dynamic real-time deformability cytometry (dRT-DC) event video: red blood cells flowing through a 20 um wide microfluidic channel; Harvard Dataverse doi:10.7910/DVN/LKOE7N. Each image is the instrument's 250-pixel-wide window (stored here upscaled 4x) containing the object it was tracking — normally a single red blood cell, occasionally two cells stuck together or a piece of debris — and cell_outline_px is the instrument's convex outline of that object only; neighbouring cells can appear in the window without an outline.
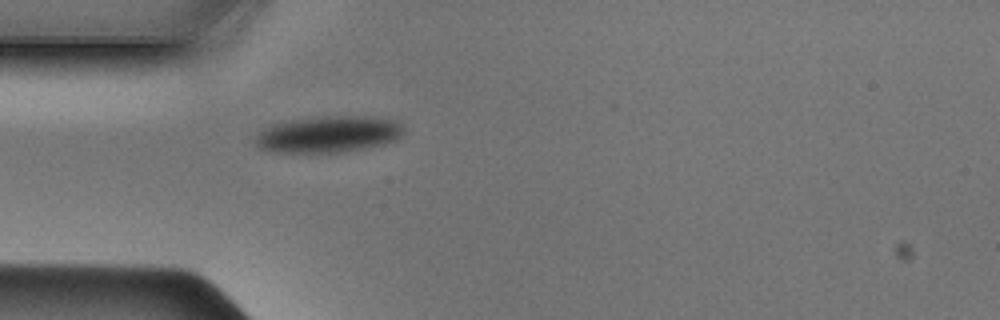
{"species": "Egyptian fruit bat (a non-hibernating species)", "species_latin": "Rousettus aegyptiacus", "temperature_condition": "cold", "stored_images_in_passage": 36, "camera_frame_rate_fps": 3000, "um_per_image_px": 0.085, "animal": {"sex": "male"}, "frame": {"image": 1, "passage_image": 1, "time_ms": 0.0, "image_size_px": [1000, 320], "cell_outline_px": [[404, 132], [396, 140], [384, 144], [364, 148], [340, 152], [272, 152], [260, 148], [256, 144], [256, 136], [264, 128], [272, 124], [292, 120], [324, 116], [372, 116], [392, 120], [400, 124]], "centroid_in_image_um": [27.92, 11.41], "position_along_channel_um": 57.1, "area_um2": 31.33}}
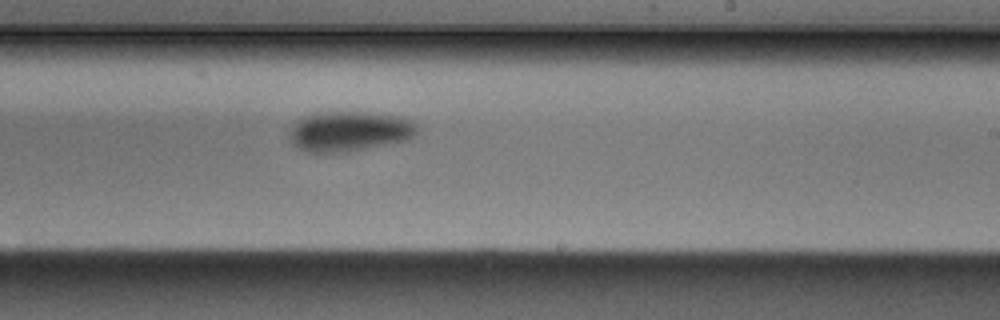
{"frame": {"image": 2, "passage_image": 16, "time_ms": 5.0, "image_size_px": [1000, 320], "cell_outline_px": [[416, 132], [408, 140], [348, 152], [308, 152], [300, 148], [292, 140], [292, 132], [296, 124], [300, 120], [316, 112], [364, 112], [400, 116], [412, 120], [416, 124]], "centroid_in_image_um": [29.78, 11.16], "position_along_channel_um": 259.2, "area_um2": 29.19}}
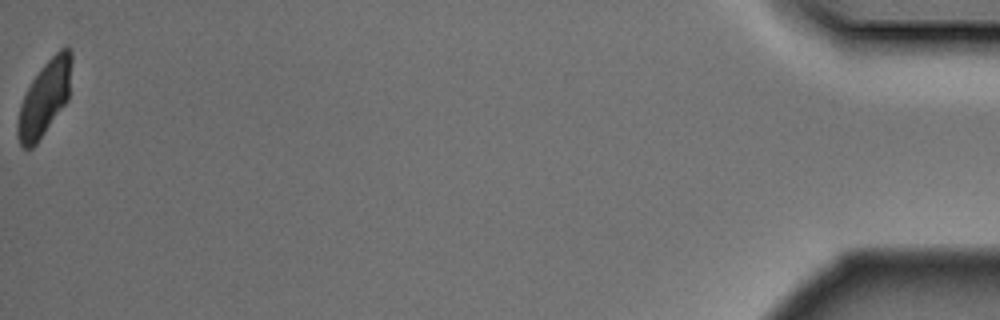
{"frame": {"image": 3, "passage_image": 36, "time_ms": 11.667, "image_size_px": [1000, 320], "cell_outline_px": [[72, 60], [68, 100], [36, 144], [32, 148], [24, 148], [20, 144], [16, 136], [16, 124], [20, 108], [24, 96], [32, 80], [44, 64], [60, 48], [68, 48], [72, 52]], "centroid_in_image_um": [3.78, 8.36], "position_along_channel_um": 431.4, "area_um2": 23.24}}